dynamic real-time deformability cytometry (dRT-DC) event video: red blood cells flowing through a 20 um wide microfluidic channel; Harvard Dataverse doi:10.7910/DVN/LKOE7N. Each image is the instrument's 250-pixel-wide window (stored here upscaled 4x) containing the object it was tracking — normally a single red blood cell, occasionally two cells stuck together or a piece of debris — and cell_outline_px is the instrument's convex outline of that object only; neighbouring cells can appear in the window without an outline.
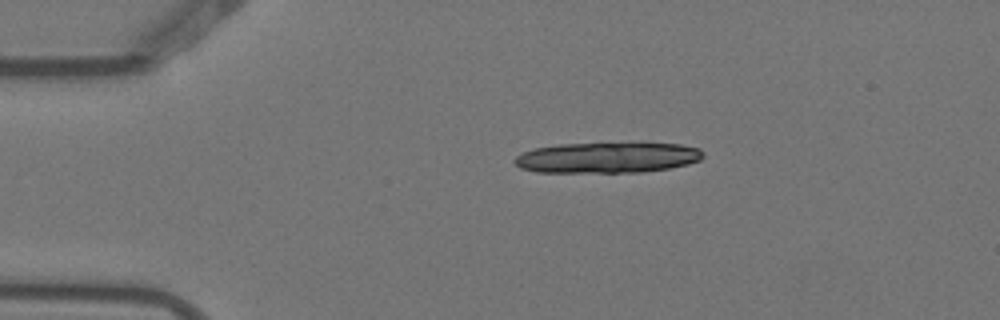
{"species": "Egyptian fruit bat (a non-hibernating species)", "species_latin": "Rousettus aegyptiacus", "temperature_condition": "warm", "stored_images_in_passage": 2, "camera_frame_rate_fps": 3000, "um_per_image_px": 0.085, "animal": {"sex": "female"}, "frame": {"image": 1, "passage_image": 1, "time_ms": 0.0, "image_size_px": [1000, 320], "cell_outline_px": [[704, 156], [700, 160], [688, 164], [668, 168], [640, 172], [536, 172], [520, 168], [512, 160], [516, 156], [524, 152], [536, 148], [556, 144], [680, 144], [700, 148], [704, 152]], "centroid_in_image_um": [51.62, 13.41], "position_along_channel_um": 33.4, "area_um2": 33.35}}